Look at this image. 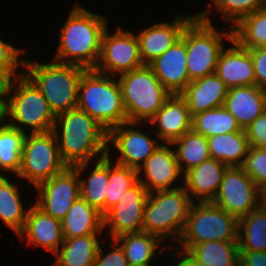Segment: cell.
Masks as SVG:
<instances>
[{
	"mask_svg": "<svg viewBox=\"0 0 266 266\" xmlns=\"http://www.w3.org/2000/svg\"><path fill=\"white\" fill-rule=\"evenodd\" d=\"M8 111V125L22 132L47 133L53 130L56 116L43 94L25 74L14 78L11 84Z\"/></svg>",
	"mask_w": 266,
	"mask_h": 266,
	"instance_id": "cell-7",
	"label": "cell"
},
{
	"mask_svg": "<svg viewBox=\"0 0 266 266\" xmlns=\"http://www.w3.org/2000/svg\"><path fill=\"white\" fill-rule=\"evenodd\" d=\"M193 203L184 186L149 193L144 207L143 232L156 235L165 243L171 238L173 244L168 246H176Z\"/></svg>",
	"mask_w": 266,
	"mask_h": 266,
	"instance_id": "cell-5",
	"label": "cell"
},
{
	"mask_svg": "<svg viewBox=\"0 0 266 266\" xmlns=\"http://www.w3.org/2000/svg\"><path fill=\"white\" fill-rule=\"evenodd\" d=\"M225 47L218 59L215 73L228 88L256 85L253 61L249 49L241 47L234 39Z\"/></svg>",
	"mask_w": 266,
	"mask_h": 266,
	"instance_id": "cell-21",
	"label": "cell"
},
{
	"mask_svg": "<svg viewBox=\"0 0 266 266\" xmlns=\"http://www.w3.org/2000/svg\"><path fill=\"white\" fill-rule=\"evenodd\" d=\"M187 252L204 266H239L238 242H202L191 246Z\"/></svg>",
	"mask_w": 266,
	"mask_h": 266,
	"instance_id": "cell-31",
	"label": "cell"
},
{
	"mask_svg": "<svg viewBox=\"0 0 266 266\" xmlns=\"http://www.w3.org/2000/svg\"><path fill=\"white\" fill-rule=\"evenodd\" d=\"M63 238L103 234V215L79 197L61 221Z\"/></svg>",
	"mask_w": 266,
	"mask_h": 266,
	"instance_id": "cell-25",
	"label": "cell"
},
{
	"mask_svg": "<svg viewBox=\"0 0 266 266\" xmlns=\"http://www.w3.org/2000/svg\"><path fill=\"white\" fill-rule=\"evenodd\" d=\"M239 252V266H266V251Z\"/></svg>",
	"mask_w": 266,
	"mask_h": 266,
	"instance_id": "cell-44",
	"label": "cell"
},
{
	"mask_svg": "<svg viewBox=\"0 0 266 266\" xmlns=\"http://www.w3.org/2000/svg\"><path fill=\"white\" fill-rule=\"evenodd\" d=\"M111 250L105 254L102 243L99 246L94 266H128V262L121 246L114 240L109 239Z\"/></svg>",
	"mask_w": 266,
	"mask_h": 266,
	"instance_id": "cell-41",
	"label": "cell"
},
{
	"mask_svg": "<svg viewBox=\"0 0 266 266\" xmlns=\"http://www.w3.org/2000/svg\"><path fill=\"white\" fill-rule=\"evenodd\" d=\"M223 106L245 129L266 110V90L257 85L228 88Z\"/></svg>",
	"mask_w": 266,
	"mask_h": 266,
	"instance_id": "cell-24",
	"label": "cell"
},
{
	"mask_svg": "<svg viewBox=\"0 0 266 266\" xmlns=\"http://www.w3.org/2000/svg\"><path fill=\"white\" fill-rule=\"evenodd\" d=\"M25 50L16 48L14 45L0 38V70L8 72L13 78L24 74H17L18 68H24L25 58H21Z\"/></svg>",
	"mask_w": 266,
	"mask_h": 266,
	"instance_id": "cell-40",
	"label": "cell"
},
{
	"mask_svg": "<svg viewBox=\"0 0 266 266\" xmlns=\"http://www.w3.org/2000/svg\"><path fill=\"white\" fill-rule=\"evenodd\" d=\"M141 124L125 122L108 132V153H110V145H112L120 154L119 157H116V163L138 170L162 143L157 138L146 135L143 129H139Z\"/></svg>",
	"mask_w": 266,
	"mask_h": 266,
	"instance_id": "cell-14",
	"label": "cell"
},
{
	"mask_svg": "<svg viewBox=\"0 0 266 266\" xmlns=\"http://www.w3.org/2000/svg\"><path fill=\"white\" fill-rule=\"evenodd\" d=\"M186 28L181 38L148 66L161 84L173 95L180 94L191 82L187 69Z\"/></svg>",
	"mask_w": 266,
	"mask_h": 266,
	"instance_id": "cell-18",
	"label": "cell"
},
{
	"mask_svg": "<svg viewBox=\"0 0 266 266\" xmlns=\"http://www.w3.org/2000/svg\"><path fill=\"white\" fill-rule=\"evenodd\" d=\"M171 144L176 145L174 151L183 175L210 158L207 138L192 129Z\"/></svg>",
	"mask_w": 266,
	"mask_h": 266,
	"instance_id": "cell-32",
	"label": "cell"
},
{
	"mask_svg": "<svg viewBox=\"0 0 266 266\" xmlns=\"http://www.w3.org/2000/svg\"><path fill=\"white\" fill-rule=\"evenodd\" d=\"M244 130L250 146L266 148V110Z\"/></svg>",
	"mask_w": 266,
	"mask_h": 266,
	"instance_id": "cell-42",
	"label": "cell"
},
{
	"mask_svg": "<svg viewBox=\"0 0 266 266\" xmlns=\"http://www.w3.org/2000/svg\"><path fill=\"white\" fill-rule=\"evenodd\" d=\"M27 59L22 71L43 94L55 116L77 107L79 83L87 69L54 60L40 63Z\"/></svg>",
	"mask_w": 266,
	"mask_h": 266,
	"instance_id": "cell-4",
	"label": "cell"
},
{
	"mask_svg": "<svg viewBox=\"0 0 266 266\" xmlns=\"http://www.w3.org/2000/svg\"><path fill=\"white\" fill-rule=\"evenodd\" d=\"M227 165L209 158L183 175V186L193 202H212Z\"/></svg>",
	"mask_w": 266,
	"mask_h": 266,
	"instance_id": "cell-22",
	"label": "cell"
},
{
	"mask_svg": "<svg viewBox=\"0 0 266 266\" xmlns=\"http://www.w3.org/2000/svg\"><path fill=\"white\" fill-rule=\"evenodd\" d=\"M192 117L185 100L179 94L171 95L162 108L148 121V125L162 143H172L192 129Z\"/></svg>",
	"mask_w": 266,
	"mask_h": 266,
	"instance_id": "cell-20",
	"label": "cell"
},
{
	"mask_svg": "<svg viewBox=\"0 0 266 266\" xmlns=\"http://www.w3.org/2000/svg\"><path fill=\"white\" fill-rule=\"evenodd\" d=\"M233 39L232 28L218 30L198 15L186 26L187 69L190 81L215 73L222 50Z\"/></svg>",
	"mask_w": 266,
	"mask_h": 266,
	"instance_id": "cell-9",
	"label": "cell"
},
{
	"mask_svg": "<svg viewBox=\"0 0 266 266\" xmlns=\"http://www.w3.org/2000/svg\"><path fill=\"white\" fill-rule=\"evenodd\" d=\"M101 234L64 239L56 251L53 266H94ZM99 238V239H98Z\"/></svg>",
	"mask_w": 266,
	"mask_h": 266,
	"instance_id": "cell-28",
	"label": "cell"
},
{
	"mask_svg": "<svg viewBox=\"0 0 266 266\" xmlns=\"http://www.w3.org/2000/svg\"><path fill=\"white\" fill-rule=\"evenodd\" d=\"M256 77V85L266 90V47L249 49Z\"/></svg>",
	"mask_w": 266,
	"mask_h": 266,
	"instance_id": "cell-43",
	"label": "cell"
},
{
	"mask_svg": "<svg viewBox=\"0 0 266 266\" xmlns=\"http://www.w3.org/2000/svg\"><path fill=\"white\" fill-rule=\"evenodd\" d=\"M59 29L57 52L52 60L85 69H95L101 54L107 17L91 12L77 1Z\"/></svg>",
	"mask_w": 266,
	"mask_h": 266,
	"instance_id": "cell-1",
	"label": "cell"
},
{
	"mask_svg": "<svg viewBox=\"0 0 266 266\" xmlns=\"http://www.w3.org/2000/svg\"><path fill=\"white\" fill-rule=\"evenodd\" d=\"M261 206L266 208V185L260 189Z\"/></svg>",
	"mask_w": 266,
	"mask_h": 266,
	"instance_id": "cell-48",
	"label": "cell"
},
{
	"mask_svg": "<svg viewBox=\"0 0 266 266\" xmlns=\"http://www.w3.org/2000/svg\"><path fill=\"white\" fill-rule=\"evenodd\" d=\"M197 16L176 15L171 22L162 21L152 24L135 34L139 44V52L144 65L165 53L177 42L186 26Z\"/></svg>",
	"mask_w": 266,
	"mask_h": 266,
	"instance_id": "cell-17",
	"label": "cell"
},
{
	"mask_svg": "<svg viewBox=\"0 0 266 266\" xmlns=\"http://www.w3.org/2000/svg\"><path fill=\"white\" fill-rule=\"evenodd\" d=\"M67 165L61 159L54 133H26L17 178L36 187L62 172Z\"/></svg>",
	"mask_w": 266,
	"mask_h": 266,
	"instance_id": "cell-10",
	"label": "cell"
},
{
	"mask_svg": "<svg viewBox=\"0 0 266 266\" xmlns=\"http://www.w3.org/2000/svg\"><path fill=\"white\" fill-rule=\"evenodd\" d=\"M239 251H266V208L259 206L238 223Z\"/></svg>",
	"mask_w": 266,
	"mask_h": 266,
	"instance_id": "cell-33",
	"label": "cell"
},
{
	"mask_svg": "<svg viewBox=\"0 0 266 266\" xmlns=\"http://www.w3.org/2000/svg\"><path fill=\"white\" fill-rule=\"evenodd\" d=\"M95 162L86 180L81 176L89 168V163H80L73 167L79 174L80 197L104 216L108 188V155Z\"/></svg>",
	"mask_w": 266,
	"mask_h": 266,
	"instance_id": "cell-26",
	"label": "cell"
},
{
	"mask_svg": "<svg viewBox=\"0 0 266 266\" xmlns=\"http://www.w3.org/2000/svg\"><path fill=\"white\" fill-rule=\"evenodd\" d=\"M52 132L67 166L90 163L108 155L107 130L78 107L57 115Z\"/></svg>",
	"mask_w": 266,
	"mask_h": 266,
	"instance_id": "cell-2",
	"label": "cell"
},
{
	"mask_svg": "<svg viewBox=\"0 0 266 266\" xmlns=\"http://www.w3.org/2000/svg\"><path fill=\"white\" fill-rule=\"evenodd\" d=\"M9 96H0V128L8 125Z\"/></svg>",
	"mask_w": 266,
	"mask_h": 266,
	"instance_id": "cell-47",
	"label": "cell"
},
{
	"mask_svg": "<svg viewBox=\"0 0 266 266\" xmlns=\"http://www.w3.org/2000/svg\"><path fill=\"white\" fill-rule=\"evenodd\" d=\"M171 146V143H161L137 170L138 180L148 193L183 186V173L180 171L174 148ZM141 174H144V179L141 178ZM177 179H181L182 183L178 184Z\"/></svg>",
	"mask_w": 266,
	"mask_h": 266,
	"instance_id": "cell-16",
	"label": "cell"
},
{
	"mask_svg": "<svg viewBox=\"0 0 266 266\" xmlns=\"http://www.w3.org/2000/svg\"><path fill=\"white\" fill-rule=\"evenodd\" d=\"M148 195L147 189L138 181L103 216L104 229L108 227V239L143 231V214Z\"/></svg>",
	"mask_w": 266,
	"mask_h": 266,
	"instance_id": "cell-15",
	"label": "cell"
},
{
	"mask_svg": "<svg viewBox=\"0 0 266 266\" xmlns=\"http://www.w3.org/2000/svg\"><path fill=\"white\" fill-rule=\"evenodd\" d=\"M17 236L20 241L27 240V245L44 248L53 255L64 241L61 221L44 213L35 204L29 205L24 228Z\"/></svg>",
	"mask_w": 266,
	"mask_h": 266,
	"instance_id": "cell-19",
	"label": "cell"
},
{
	"mask_svg": "<svg viewBox=\"0 0 266 266\" xmlns=\"http://www.w3.org/2000/svg\"><path fill=\"white\" fill-rule=\"evenodd\" d=\"M210 157L230 166H241L250 149L245 130L208 137Z\"/></svg>",
	"mask_w": 266,
	"mask_h": 266,
	"instance_id": "cell-29",
	"label": "cell"
},
{
	"mask_svg": "<svg viewBox=\"0 0 266 266\" xmlns=\"http://www.w3.org/2000/svg\"><path fill=\"white\" fill-rule=\"evenodd\" d=\"M117 79L127 122L148 123L172 95L148 65L122 73Z\"/></svg>",
	"mask_w": 266,
	"mask_h": 266,
	"instance_id": "cell-6",
	"label": "cell"
},
{
	"mask_svg": "<svg viewBox=\"0 0 266 266\" xmlns=\"http://www.w3.org/2000/svg\"><path fill=\"white\" fill-rule=\"evenodd\" d=\"M13 80L8 72L0 70V96H9Z\"/></svg>",
	"mask_w": 266,
	"mask_h": 266,
	"instance_id": "cell-46",
	"label": "cell"
},
{
	"mask_svg": "<svg viewBox=\"0 0 266 266\" xmlns=\"http://www.w3.org/2000/svg\"><path fill=\"white\" fill-rule=\"evenodd\" d=\"M34 188L39 194L34 204L44 213L62 221L71 205L80 197L79 174L74 167L67 166Z\"/></svg>",
	"mask_w": 266,
	"mask_h": 266,
	"instance_id": "cell-13",
	"label": "cell"
},
{
	"mask_svg": "<svg viewBox=\"0 0 266 266\" xmlns=\"http://www.w3.org/2000/svg\"><path fill=\"white\" fill-rule=\"evenodd\" d=\"M240 167L261 189L266 185V148L250 146Z\"/></svg>",
	"mask_w": 266,
	"mask_h": 266,
	"instance_id": "cell-39",
	"label": "cell"
},
{
	"mask_svg": "<svg viewBox=\"0 0 266 266\" xmlns=\"http://www.w3.org/2000/svg\"><path fill=\"white\" fill-rule=\"evenodd\" d=\"M239 220L212 202L191 205L183 232L170 247L187 251L191 246L208 241L238 242Z\"/></svg>",
	"mask_w": 266,
	"mask_h": 266,
	"instance_id": "cell-8",
	"label": "cell"
},
{
	"mask_svg": "<svg viewBox=\"0 0 266 266\" xmlns=\"http://www.w3.org/2000/svg\"><path fill=\"white\" fill-rule=\"evenodd\" d=\"M227 92L226 84L213 73L191 81L179 95L185 100L192 117L206 110L222 107Z\"/></svg>",
	"mask_w": 266,
	"mask_h": 266,
	"instance_id": "cell-23",
	"label": "cell"
},
{
	"mask_svg": "<svg viewBox=\"0 0 266 266\" xmlns=\"http://www.w3.org/2000/svg\"><path fill=\"white\" fill-rule=\"evenodd\" d=\"M175 250L176 251L173 253L175 256V261L172 259V266H204L200 262L195 260L187 251L180 250L178 248H176Z\"/></svg>",
	"mask_w": 266,
	"mask_h": 266,
	"instance_id": "cell-45",
	"label": "cell"
},
{
	"mask_svg": "<svg viewBox=\"0 0 266 266\" xmlns=\"http://www.w3.org/2000/svg\"><path fill=\"white\" fill-rule=\"evenodd\" d=\"M212 203L239 220L261 205L260 188L240 166H230Z\"/></svg>",
	"mask_w": 266,
	"mask_h": 266,
	"instance_id": "cell-11",
	"label": "cell"
},
{
	"mask_svg": "<svg viewBox=\"0 0 266 266\" xmlns=\"http://www.w3.org/2000/svg\"><path fill=\"white\" fill-rule=\"evenodd\" d=\"M114 240L121 246L129 265L149 266L152 260L157 259L156 255H162L170 248L168 245L165 246L158 236L143 231L126 233ZM162 243L164 247H160Z\"/></svg>",
	"mask_w": 266,
	"mask_h": 266,
	"instance_id": "cell-27",
	"label": "cell"
},
{
	"mask_svg": "<svg viewBox=\"0 0 266 266\" xmlns=\"http://www.w3.org/2000/svg\"><path fill=\"white\" fill-rule=\"evenodd\" d=\"M108 153V188L105 200V214L114 207L125 192L133 187L138 180V171L132 167L113 163Z\"/></svg>",
	"mask_w": 266,
	"mask_h": 266,
	"instance_id": "cell-38",
	"label": "cell"
},
{
	"mask_svg": "<svg viewBox=\"0 0 266 266\" xmlns=\"http://www.w3.org/2000/svg\"><path fill=\"white\" fill-rule=\"evenodd\" d=\"M207 5L209 9L206 8L197 13L204 22L212 24V20L210 19L212 11H210V7H214L217 14H219L222 20L227 22V26L231 28L245 16L266 8L264 0H212L211 2L209 1Z\"/></svg>",
	"mask_w": 266,
	"mask_h": 266,
	"instance_id": "cell-35",
	"label": "cell"
},
{
	"mask_svg": "<svg viewBox=\"0 0 266 266\" xmlns=\"http://www.w3.org/2000/svg\"><path fill=\"white\" fill-rule=\"evenodd\" d=\"M77 107L107 132L127 122V114L117 76L103 74L95 69H87L78 87Z\"/></svg>",
	"mask_w": 266,
	"mask_h": 266,
	"instance_id": "cell-3",
	"label": "cell"
},
{
	"mask_svg": "<svg viewBox=\"0 0 266 266\" xmlns=\"http://www.w3.org/2000/svg\"><path fill=\"white\" fill-rule=\"evenodd\" d=\"M26 133L10 125L0 128V171L17 174L20 171L21 152ZM0 172V175L2 173Z\"/></svg>",
	"mask_w": 266,
	"mask_h": 266,
	"instance_id": "cell-37",
	"label": "cell"
},
{
	"mask_svg": "<svg viewBox=\"0 0 266 266\" xmlns=\"http://www.w3.org/2000/svg\"><path fill=\"white\" fill-rule=\"evenodd\" d=\"M192 130L206 138L241 131L236 118L224 107H219L192 116Z\"/></svg>",
	"mask_w": 266,
	"mask_h": 266,
	"instance_id": "cell-34",
	"label": "cell"
},
{
	"mask_svg": "<svg viewBox=\"0 0 266 266\" xmlns=\"http://www.w3.org/2000/svg\"><path fill=\"white\" fill-rule=\"evenodd\" d=\"M144 66L135 32L117 27L110 33L109 27L102 37L101 54L95 70L118 76Z\"/></svg>",
	"mask_w": 266,
	"mask_h": 266,
	"instance_id": "cell-12",
	"label": "cell"
},
{
	"mask_svg": "<svg viewBox=\"0 0 266 266\" xmlns=\"http://www.w3.org/2000/svg\"><path fill=\"white\" fill-rule=\"evenodd\" d=\"M0 175V219L17 236L24 228L27 213L18 185Z\"/></svg>",
	"mask_w": 266,
	"mask_h": 266,
	"instance_id": "cell-30",
	"label": "cell"
},
{
	"mask_svg": "<svg viewBox=\"0 0 266 266\" xmlns=\"http://www.w3.org/2000/svg\"><path fill=\"white\" fill-rule=\"evenodd\" d=\"M232 32L233 39L243 48L266 47V8L242 18Z\"/></svg>",
	"mask_w": 266,
	"mask_h": 266,
	"instance_id": "cell-36",
	"label": "cell"
}]
</instances>
